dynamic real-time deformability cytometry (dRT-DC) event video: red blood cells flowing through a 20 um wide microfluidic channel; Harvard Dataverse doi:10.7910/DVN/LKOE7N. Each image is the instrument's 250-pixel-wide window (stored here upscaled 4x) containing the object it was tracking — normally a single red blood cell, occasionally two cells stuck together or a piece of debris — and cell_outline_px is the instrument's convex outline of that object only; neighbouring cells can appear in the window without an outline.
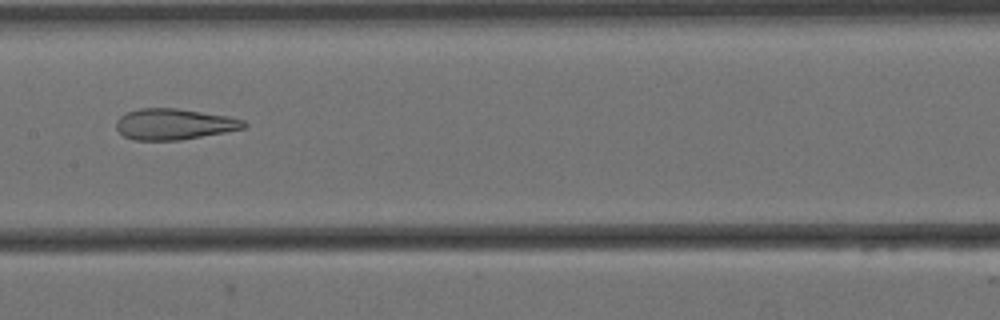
{"species": "Egyptian fruit bat (a non-hibernating species)", "species_latin": "Rousettus aegyptiacus", "temperature_condition": "cold", "stored_images_in_passage": 11, "camera_frame_rate_fps": 3000, "um_per_image_px": 0.085, "animal": {"sex": "female"}, "frame": {"image": 1, "passage_image": 8, "time_ms": 2.333, "image_size_px": [1000, 320], "cell_outline_px": [[248, 124], [244, 128], [224, 132], [180, 140], [136, 140], [124, 136], [116, 128], [116, 120], [120, 116], [128, 112], [140, 108], [176, 108], [228, 116], [244, 120]], "centroid_in_image_um": [14.79, 10.55], "position_along_channel_um": 192.6, "area_um2": 22.89}}
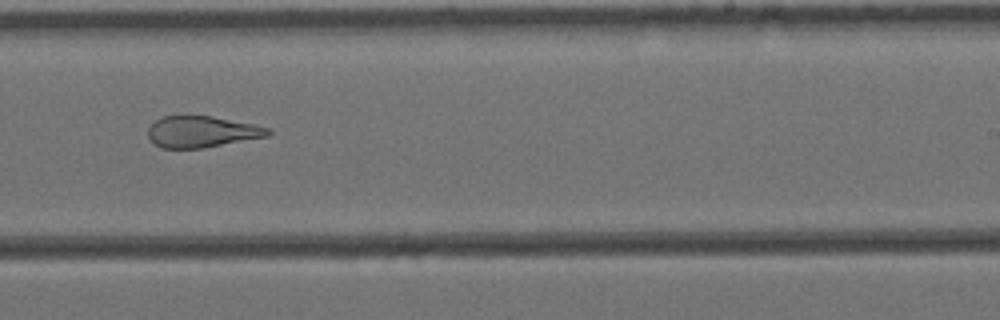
{"frame": {"image": 2, "passage_image": 10, "time_ms": 3.0, "image_size_px": [1000, 320], "cell_outline_px": [[272, 132], [268, 136], [204, 148], [160, 148], [148, 136], [148, 128], [156, 120], [164, 116], [212, 116], [252, 124], [268, 128]], "centroid_in_image_um": [17.15, 11.2], "position_along_channel_um": 271.9, "area_um2": 21.68}}